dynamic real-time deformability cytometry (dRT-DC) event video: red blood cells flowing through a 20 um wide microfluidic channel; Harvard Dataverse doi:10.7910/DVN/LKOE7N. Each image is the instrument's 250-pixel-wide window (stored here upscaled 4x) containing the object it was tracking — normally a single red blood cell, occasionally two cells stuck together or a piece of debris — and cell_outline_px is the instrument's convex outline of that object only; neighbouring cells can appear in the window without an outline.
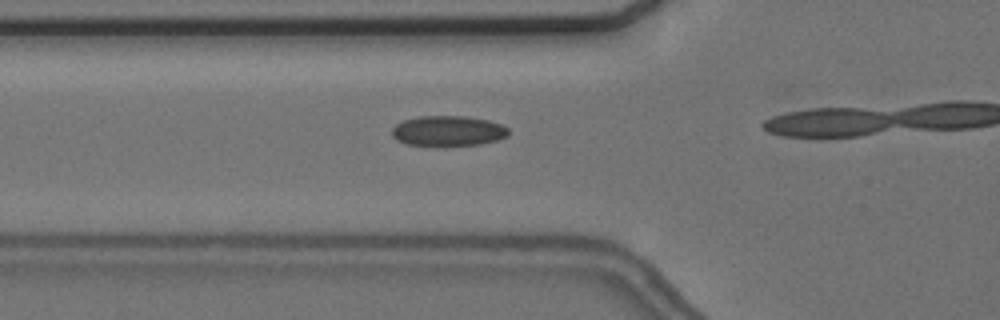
{"species": "common noctule bat (a hibernating species)", "species_latin": "Nyctalus noctula", "temperature_condition": "cold", "stored_images_in_passage": 18, "camera_frame_rate_fps": 3000, "um_per_image_px": 0.085, "animal": {"sex": "female", "body_mass_g": 24.6, "forearm_length_mm": 56.2}, "frame": {"image": 1, "passage_image": 13, "time_ms": 4.0, "image_size_px": [1000, 320], "cell_outline_px": [[508, 136], [496, 140], [480, 144], [408, 144], [396, 140], [392, 136], [392, 128], [396, 124], [404, 120], [420, 116], [464, 116], [488, 120], [500, 124], [508, 128]], "centroid_in_image_um": [38.08, 11.1], "position_along_channel_um": 87.7, "area_um2": 20.06}}